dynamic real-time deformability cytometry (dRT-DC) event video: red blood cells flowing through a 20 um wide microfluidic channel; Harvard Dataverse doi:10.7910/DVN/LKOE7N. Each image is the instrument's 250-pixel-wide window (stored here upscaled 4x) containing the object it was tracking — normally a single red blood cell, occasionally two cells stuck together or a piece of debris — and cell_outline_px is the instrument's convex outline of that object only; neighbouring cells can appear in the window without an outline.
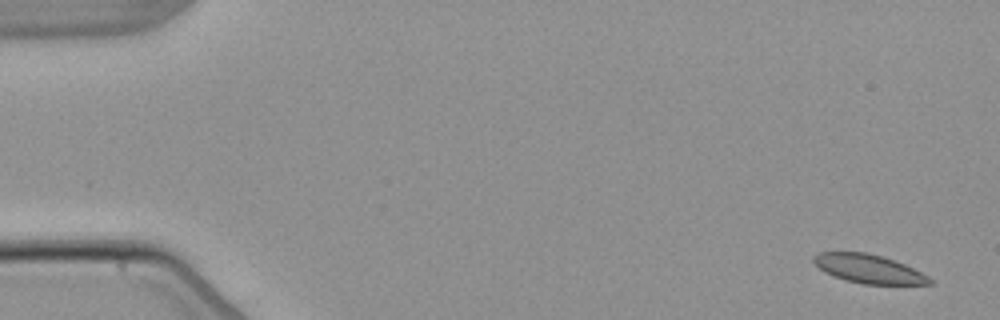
{"species": "common noctule bat (a hibernating species)", "species_latin": "Nyctalus noctula", "temperature_condition": "warm", "stored_images_in_passage": 4, "camera_frame_rate_fps": 3000, "um_per_image_px": 0.085, "animal": {"sex": "male", "body_mass_g": 21.5, "forearm_length_mm": 52.0}, "frame": {"image": 1, "passage_image": 1, "time_ms": 0.0, "image_size_px": [1000, 320], "cell_outline_px": [[936, 284], [864, 284], [844, 280], [832, 276], [824, 272], [812, 260], [812, 256], [820, 252], [868, 252], [884, 256], [904, 264], [928, 276]], "centroid_in_image_um": [73.82, 22.84], "position_along_channel_um": 11.2, "area_um2": 19.48}}